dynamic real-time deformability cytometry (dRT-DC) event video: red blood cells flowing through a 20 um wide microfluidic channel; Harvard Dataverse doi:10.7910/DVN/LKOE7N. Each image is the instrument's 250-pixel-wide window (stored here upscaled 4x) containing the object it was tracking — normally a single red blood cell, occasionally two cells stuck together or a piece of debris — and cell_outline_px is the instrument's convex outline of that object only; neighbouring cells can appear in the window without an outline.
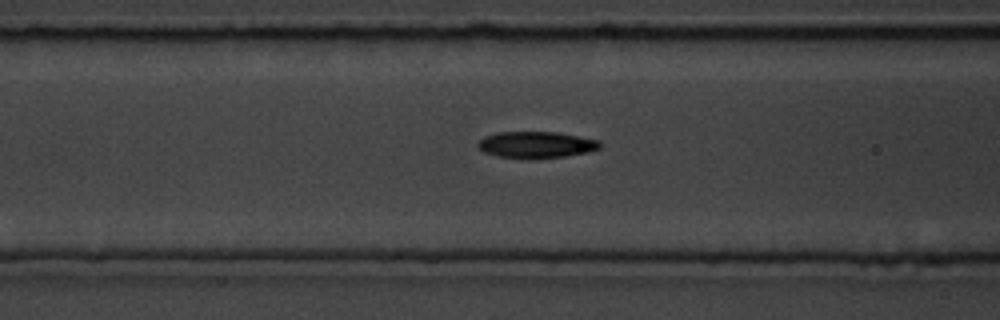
{"species": "common noctule bat (a hibernating species)", "species_latin": "Nyctalus noctula", "temperature_condition": "room temperature", "stored_images_in_passage": 8, "segment_of_instrument_passage": [2, 2], "camera_frame_rate_fps": 3000, "um_per_image_px": 0.085, "animal": {"sex": "male", "body_mass_g": 19.5, "forearm_length_mm": 54.6}, "frame": {"image": 1, "passage_image": 8, "time_ms": 2.333, "image_size_px": [1000, 320], "cell_outline_px": [[600, 148], [588, 152], [564, 156], [532, 160], [520, 160], [496, 156], [484, 152], [476, 144], [484, 136], [500, 132], [556, 132], [580, 136], [600, 140]], "centroid_in_image_um": [45.56, 12.33], "position_along_channel_um": 121.0, "area_um2": 19.25}}